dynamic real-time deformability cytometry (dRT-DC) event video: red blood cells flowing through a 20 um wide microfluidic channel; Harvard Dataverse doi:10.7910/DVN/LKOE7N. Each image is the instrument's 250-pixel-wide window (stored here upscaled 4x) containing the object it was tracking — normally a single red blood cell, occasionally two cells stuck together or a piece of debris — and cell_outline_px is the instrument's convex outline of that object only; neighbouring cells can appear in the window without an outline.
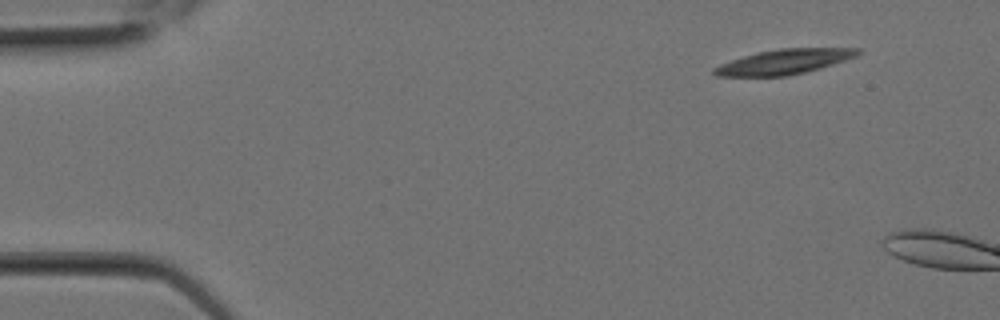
{"species": "Egyptian fruit bat (a non-hibernating species)", "species_latin": "Rousettus aegyptiacus", "temperature_condition": "room temperature", "stored_images_in_passage": 2, "camera_frame_rate_fps": 3000, "um_per_image_px": 0.085, "animal": {"sex": "female"}, "frame": {"image": 1, "passage_image": 1, "time_ms": 0.0, "image_size_px": [1000, 320], "cell_outline_px": [[860, 52], [856, 56], [820, 68], [788, 76], [716, 76], [712, 72], [712, 68], [720, 64], [756, 52], [780, 48], [860, 48]], "centroid_in_image_um": [66.62, 5.25], "position_along_channel_um": 18.4, "area_um2": 20.69}}